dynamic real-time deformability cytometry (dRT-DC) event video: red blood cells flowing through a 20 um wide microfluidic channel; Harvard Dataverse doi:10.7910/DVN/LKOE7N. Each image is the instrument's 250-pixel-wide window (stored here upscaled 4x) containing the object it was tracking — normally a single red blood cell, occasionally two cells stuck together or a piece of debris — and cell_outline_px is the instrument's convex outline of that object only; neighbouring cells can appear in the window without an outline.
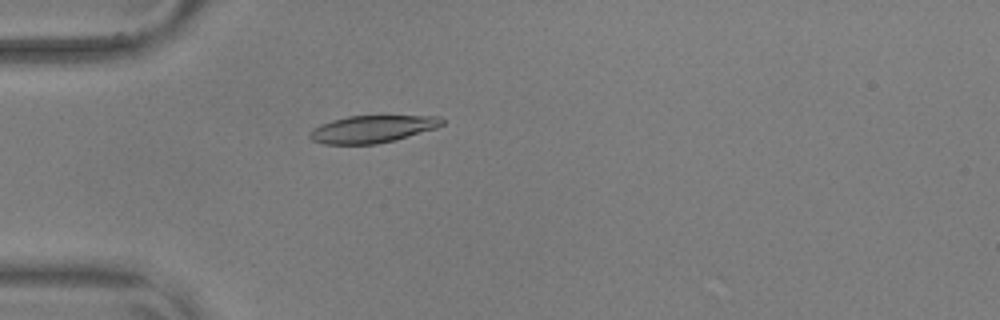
{"species": "common noctule bat (a hibernating species)", "species_latin": "Nyctalus noctula", "temperature_condition": "warm", "stored_images_in_passage": 56, "camera_frame_rate_fps": 3000, "um_per_image_px": 0.085, "animal": {"sex": "male", "body_mass_g": 17.9, "forearm_length_mm": 54.2}, "frame": {"image": 1, "passage_image": 17, "time_ms": 5.333, "image_size_px": [1000, 320], "cell_outline_px": [[444, 124], [436, 128], [396, 140], [376, 144], [324, 144], [312, 140], [308, 136], [308, 132], [320, 124], [332, 120], [348, 116], [440, 116], [444, 120]], "centroid_in_image_um": [31.64, 10.97], "position_along_channel_um": 53.4, "area_um2": 21.1}}
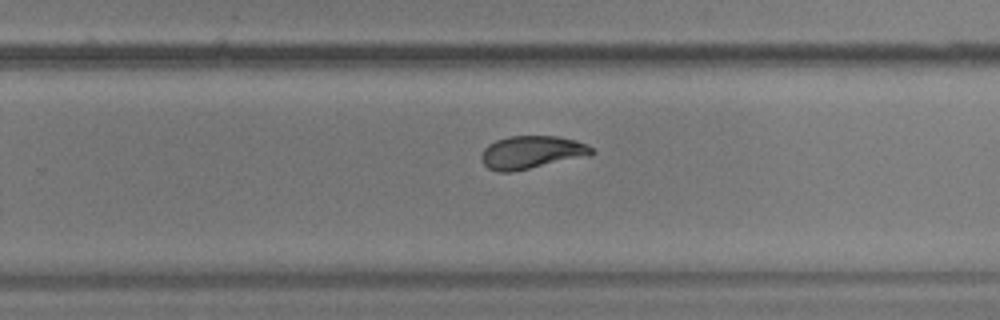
{"frame": {"image": 2, "passage_image": 37, "time_ms": 12.0, "image_size_px": [1000, 320], "cell_outline_px": [[596, 152], [592, 156], [512, 172], [500, 172], [488, 168], [480, 160], [480, 156], [484, 148], [488, 144], [496, 140], [508, 136], [556, 136], [576, 140], [588, 144]], "centroid_in_image_um": [45.22, 12.95], "position_along_channel_um": 284.6, "area_um2": 21.62}}
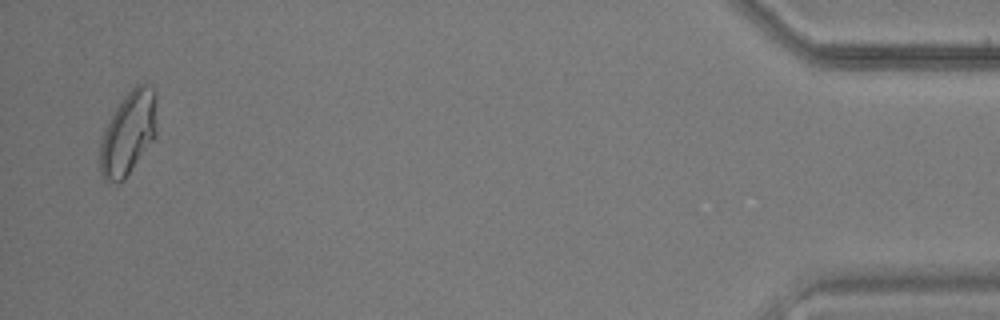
{"frame": {"image": 3, "passage_image": 55, "time_ms": 18.0, "image_size_px": [1000, 320], "cell_outline_px": [[156, 136], [124, 180], [120, 184], [116, 184], [104, 180], [100, 172], [100, 144], [104, 132], [116, 108], [128, 92], [136, 84], [148, 84], [156, 92]], "centroid_in_image_um": [10.92, 11.35], "position_along_channel_um": 424.3, "area_um2": 27.46}, "authors_computed_cell_mechanics": {"area_um2": 21.3571, "velocity_mm_per_s": 3.6177, "shape_relaxation_time_tau1_ms": 4.4022, "shape_relaxation_time_tau2_ms": 0.8325, "deformation_change_tau1": 0.1758, "deformation_change_tau2": 0.0596}}